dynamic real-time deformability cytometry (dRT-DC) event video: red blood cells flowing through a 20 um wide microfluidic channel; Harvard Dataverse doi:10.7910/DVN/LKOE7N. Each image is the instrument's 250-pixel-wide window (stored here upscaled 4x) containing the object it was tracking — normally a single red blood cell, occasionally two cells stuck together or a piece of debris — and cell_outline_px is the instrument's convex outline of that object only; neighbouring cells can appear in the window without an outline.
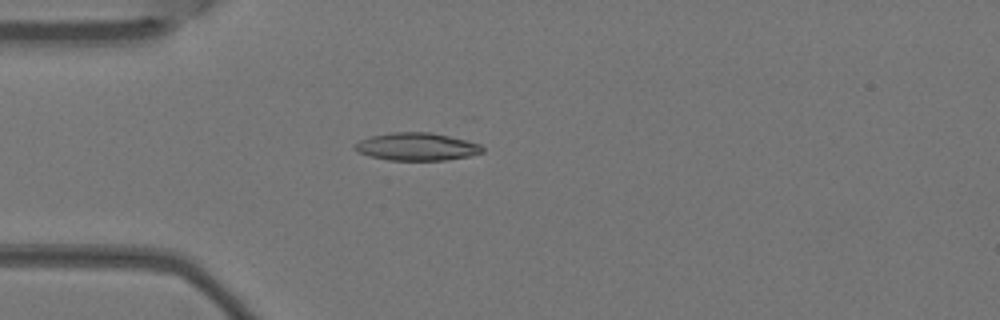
{"species": "Egyptian fruit bat (a non-hibernating species)", "species_latin": "Rousettus aegyptiacus", "temperature_condition": "warm", "stored_images_in_passage": 4, "camera_frame_rate_fps": 3000, "um_per_image_px": 0.085, "animal": {"sex": "female"}, "frame": {"image": 1, "passage_image": 4, "time_ms": 1.0, "image_size_px": [1000, 320], "cell_outline_px": [[484, 152], [468, 156], [444, 160], [388, 160], [356, 152], [352, 148], [352, 144], [360, 140], [372, 136], [392, 132], [432, 132], [480, 144], [484, 148]], "centroid_in_image_um": [35.38, 12.46], "position_along_channel_um": 49.6, "area_um2": 20.58}}